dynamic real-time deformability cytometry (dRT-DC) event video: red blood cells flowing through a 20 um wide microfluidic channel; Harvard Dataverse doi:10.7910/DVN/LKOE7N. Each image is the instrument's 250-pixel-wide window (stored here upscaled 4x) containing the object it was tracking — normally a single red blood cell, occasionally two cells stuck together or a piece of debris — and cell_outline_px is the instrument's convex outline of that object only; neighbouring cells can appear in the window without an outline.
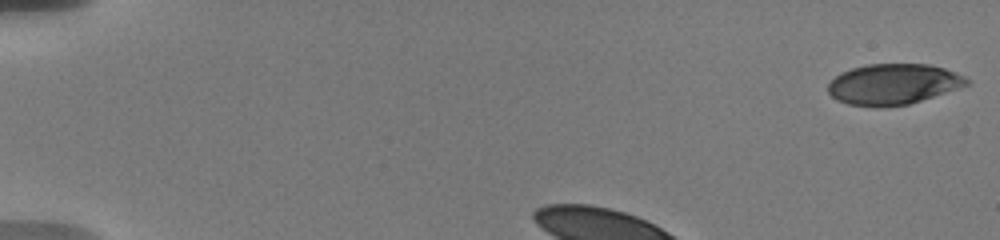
{"species": "human", "species_latin": "Homo sapiens", "temperature_condition": "warm", "stored_images_in_passage": 5, "camera_frame_rate_fps": 3000, "um_per_image_px": 0.085, "donor": {"sex": "male"}, "frame": {"image": 1, "passage_image": 1, "time_ms": 0.0, "image_size_px": [1000, 240], "cell_outline_px": [[968, 84], [908, 104], [848, 104], [832, 96], [828, 92], [828, 84], [840, 72], [852, 68], [868, 64], [928, 64], [944, 68], [964, 76], [968, 80]], "centroid_in_image_um": [75.91, 7.1], "position_along_channel_um": 9.1, "area_um2": 31.62}}
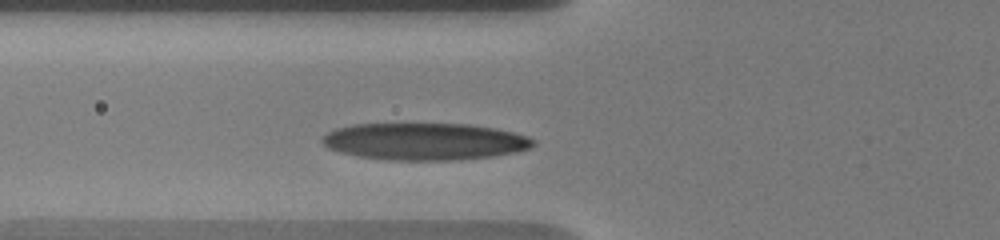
{"frame": {"image": 2, "passage_image": 5, "time_ms": 3.667, "image_size_px": [1000, 240], "cell_outline_px": [[536, 144], [532, 148], [516, 152], [496, 156], [460, 160], [388, 160], [360, 156], [340, 152], [328, 148], [320, 140], [328, 132], [336, 128], [352, 124], [468, 124], [492, 128], [512, 132], [528, 136], [536, 140]], "centroid_in_image_um": [36.14, 12.03], "position_along_channel_um": 89.7, "area_um2": 45.72}}